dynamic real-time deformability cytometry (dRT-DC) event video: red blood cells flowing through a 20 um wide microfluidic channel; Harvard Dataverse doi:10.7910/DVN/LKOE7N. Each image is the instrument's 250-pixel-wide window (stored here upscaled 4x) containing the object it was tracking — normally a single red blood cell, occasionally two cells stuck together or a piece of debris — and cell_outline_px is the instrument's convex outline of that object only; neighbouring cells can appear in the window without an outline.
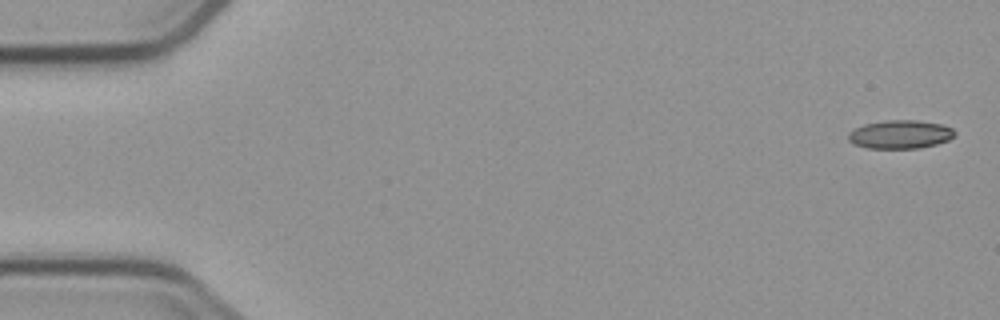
{"species": "common noctule bat (a hibernating species)", "species_latin": "Nyctalus noctula", "temperature_condition": "cold", "stored_images_in_passage": 4, "camera_frame_rate_fps": 3000, "um_per_image_px": 0.085, "animal": {"sex": "male", "body_mass_g": 23.1, "forearm_length_mm": 52.7}, "frame": {"image": 1, "passage_image": 1, "time_ms": 0.0, "image_size_px": [1000, 320], "cell_outline_px": [[956, 136], [948, 140], [936, 144], [920, 148], [868, 148], [856, 144], [848, 140], [848, 132], [864, 124], [888, 120], [916, 120], [940, 124], [952, 128], [956, 132]], "centroid_in_image_um": [76.54, 11.42], "position_along_channel_um": 8.5, "area_um2": 17.57}}
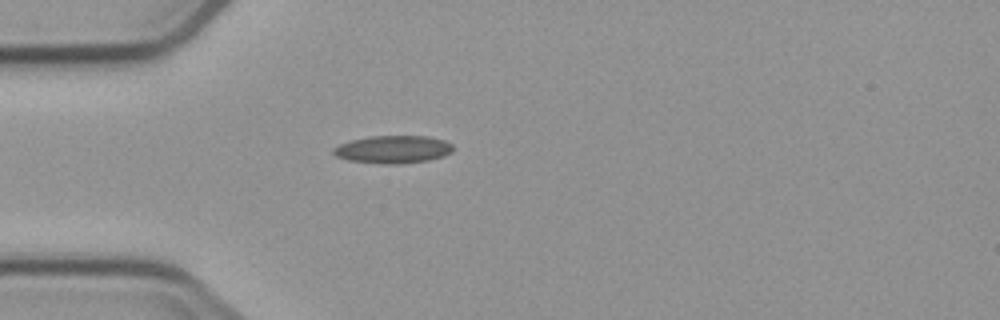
{"frame": {"image": 2, "passage_image": 4, "time_ms": 4.667, "image_size_px": [1000, 320], "cell_outline_px": [[452, 152], [444, 156], [428, 160], [400, 164], [384, 164], [348, 160], [336, 156], [332, 152], [332, 148], [340, 144], [352, 140], [372, 136], [428, 136], [444, 140], [452, 144]], "centroid_in_image_um": [33.41, 12.7], "position_along_channel_um": 51.6, "area_um2": 19.31}}